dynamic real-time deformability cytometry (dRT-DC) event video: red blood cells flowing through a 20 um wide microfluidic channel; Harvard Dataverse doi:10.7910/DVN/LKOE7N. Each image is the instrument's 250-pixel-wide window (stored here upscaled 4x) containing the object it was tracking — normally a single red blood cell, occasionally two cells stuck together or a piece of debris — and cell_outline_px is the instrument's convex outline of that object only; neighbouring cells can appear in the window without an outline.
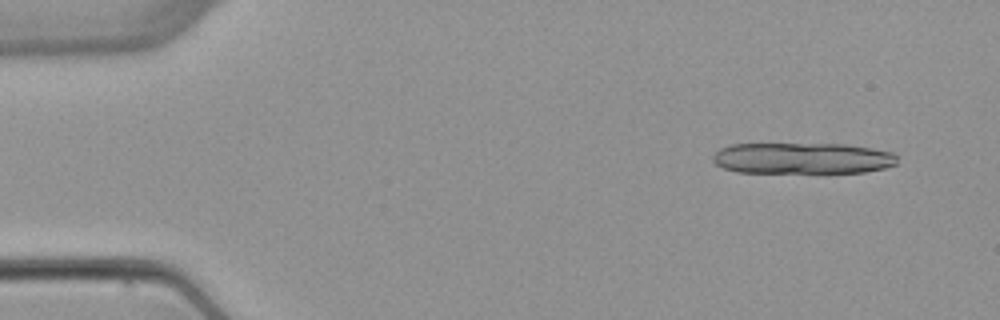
{"species": "common noctule bat (a hibernating species)", "species_latin": "Nyctalus noctula", "temperature_condition": "warm", "stored_images_in_passage": 7, "camera_frame_rate_fps": 3000, "um_per_image_px": 0.085, "animal": {"sex": "female", "body_mass_g": 22.7, "forearm_length_mm": 54.2}, "frame": {"image": 1, "passage_image": 1, "time_ms": 0.0, "image_size_px": [1000, 320], "cell_outline_px": [[900, 156], [896, 164], [884, 168], [864, 172], [736, 172], [724, 168], [716, 164], [712, 160], [712, 156], [720, 148], [732, 144], [844, 144], [872, 148], [892, 152]], "centroid_in_image_um": [68.23, 13.44], "position_along_channel_um": 16.8, "area_um2": 33.58}}
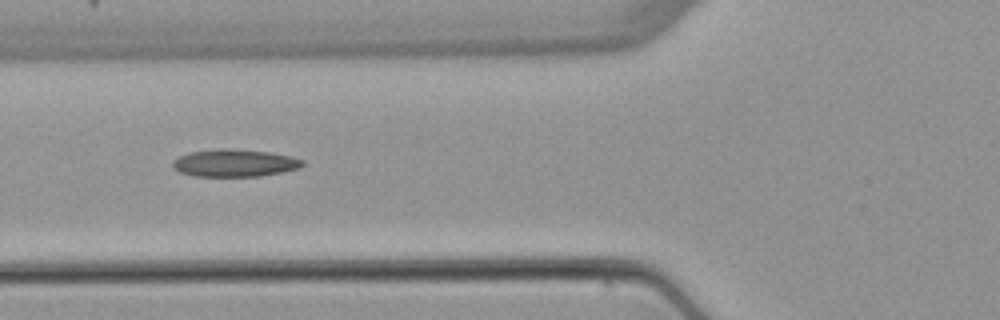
{"frame": {"image": 2, "passage_image": 5, "time_ms": 5.333, "image_size_px": [1000, 320], "cell_outline_px": [[304, 164], [300, 168], [284, 172], [260, 176], [192, 176], [180, 172], [172, 168], [172, 160], [180, 156], [192, 152], [220, 148], [224, 148], [268, 152], [288, 156], [304, 160]], "centroid_in_image_um": [19.93, 13.87], "position_along_channel_um": 105.9, "area_um2": 20.69}}
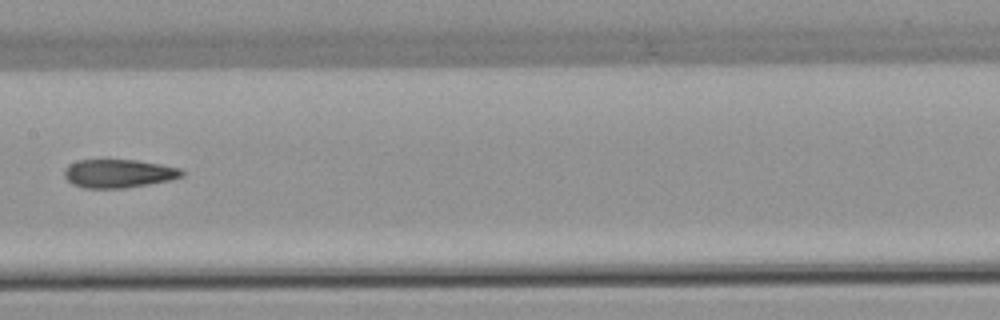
{"frame": {"image": 3, "passage_image": 7, "time_ms": 7.667, "image_size_px": [1000, 320], "cell_outline_px": [[184, 176], [172, 180], [124, 188], [84, 188], [72, 184], [64, 176], [64, 168], [68, 164], [76, 160], [108, 156], [136, 160], [160, 164], [180, 168], [184, 172]], "centroid_in_image_um": [10.03, 14.69], "position_along_channel_um": 197.4, "area_um2": 20.46}}